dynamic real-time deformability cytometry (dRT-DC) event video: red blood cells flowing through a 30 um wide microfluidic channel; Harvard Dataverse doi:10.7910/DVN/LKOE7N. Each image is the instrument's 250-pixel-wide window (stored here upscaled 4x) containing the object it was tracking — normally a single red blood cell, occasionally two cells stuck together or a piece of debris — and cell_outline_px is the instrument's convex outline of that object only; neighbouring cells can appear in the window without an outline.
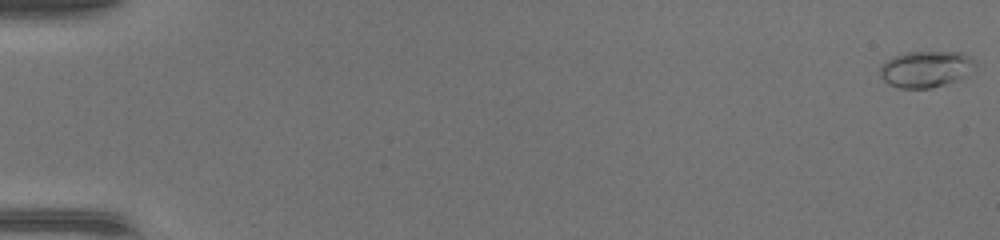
{"species": "common noctule bat (a hibernating species)", "species_latin": "Nyctalus noctula", "temperature_condition": "warm", "stored_images_in_passage": 48, "camera_frame_rate_fps": 3000, "um_per_image_px": 0.085, "animal": {"sex": "female", "body_mass_g": 17.0, "forearm_length_mm": 48.0}, "frame": {"image": 1, "passage_image": 1, "time_ms": 0.0, "image_size_px": [1000, 240], "cell_outline_px": [[976, 72], [956, 80], [932, 88], [900, 88], [888, 84], [880, 76], [880, 64], [892, 56], [908, 52], [964, 52], [976, 60]], "centroid_in_image_um": [78.74, 5.86], "position_along_channel_um": 6.3, "area_um2": 20.63}}
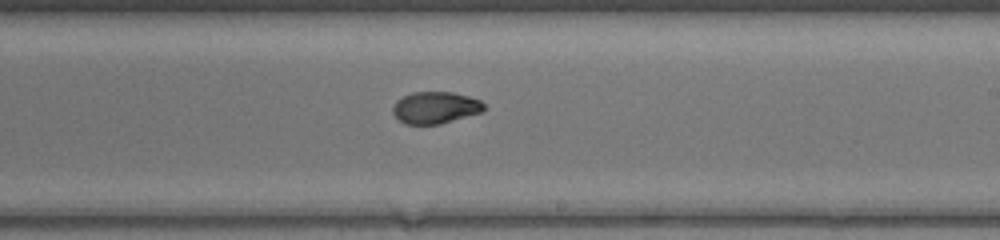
{"frame": {"image": 2, "passage_image": 30, "time_ms": 9.667, "image_size_px": [1000, 240], "cell_outline_px": [[484, 112], [440, 124], [404, 124], [392, 112], [392, 108], [396, 100], [412, 92], [452, 92], [468, 96], [480, 100], [484, 104]], "centroid_in_image_um": [37.01, 9.15], "position_along_channel_um": 252.0, "area_um2": 16.99}}
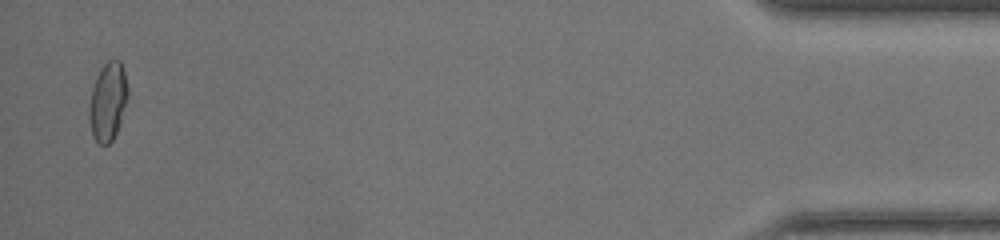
{"frame": {"image": 3, "passage_image": 47, "time_ms": 15.333, "image_size_px": [1000, 240], "cell_outline_px": [[128, 96], [120, 124], [112, 140], [108, 144], [100, 144], [92, 136], [88, 120], [88, 108], [92, 88], [96, 76], [100, 68], [108, 60], [120, 60], [124, 72], [128, 88]], "centroid_in_image_um": [9.15, 8.63], "position_along_channel_um": 426.1, "area_um2": 17.8}}